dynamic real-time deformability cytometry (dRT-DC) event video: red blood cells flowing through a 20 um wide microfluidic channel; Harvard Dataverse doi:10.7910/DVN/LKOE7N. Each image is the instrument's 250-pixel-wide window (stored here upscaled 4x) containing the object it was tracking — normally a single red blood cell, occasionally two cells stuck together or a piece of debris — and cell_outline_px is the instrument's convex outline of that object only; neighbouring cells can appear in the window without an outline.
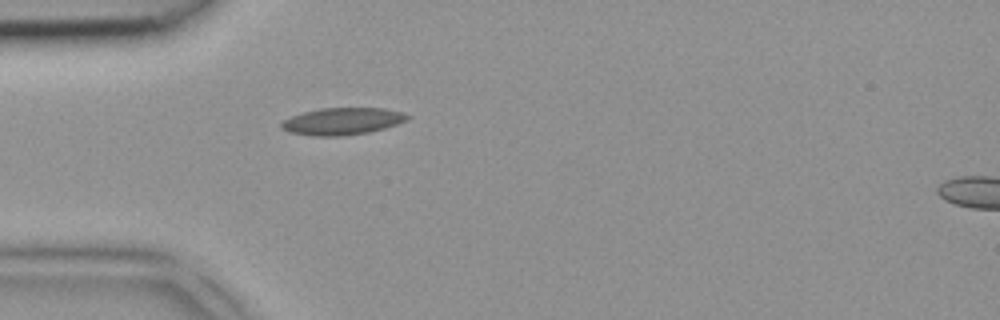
{"species": "common noctule bat (a hibernating species)", "species_latin": "Nyctalus noctula", "temperature_condition": "room temperature", "stored_images_in_passage": 5, "segment_of_instrument_passage": [1, 2], "camera_frame_rate_fps": 3000, "um_per_image_px": 0.085, "animal": {"sex": "female", "body_mass_g": 18.4}, "frame": {"image": 1, "passage_image": 4, "time_ms": 1.0, "image_size_px": [1000, 320], "cell_outline_px": [[412, 116], [408, 120], [384, 128], [368, 132], [340, 136], [316, 136], [292, 132], [280, 128], [280, 124], [284, 120], [292, 116], [304, 112], [320, 108], [384, 108], [404, 112]], "centroid_in_image_um": [29.14, 10.29], "position_along_channel_um": 55.9, "area_um2": 19.77}}